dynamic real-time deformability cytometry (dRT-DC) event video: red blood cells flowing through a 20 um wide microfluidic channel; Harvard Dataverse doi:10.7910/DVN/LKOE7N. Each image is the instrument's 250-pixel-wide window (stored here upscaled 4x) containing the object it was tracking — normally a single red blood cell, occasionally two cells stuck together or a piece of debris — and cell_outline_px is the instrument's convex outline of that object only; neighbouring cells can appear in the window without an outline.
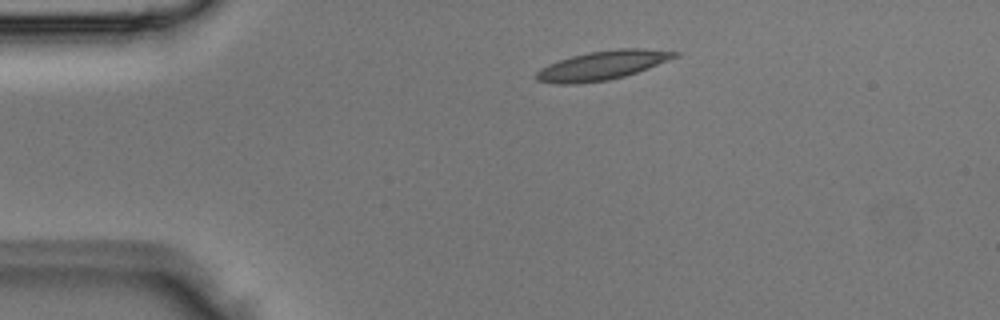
{"species": "Egyptian fruit bat (a non-hibernating species)", "species_latin": "Rousettus aegyptiacus", "temperature_condition": "room temperature", "stored_images_in_passage": 3, "camera_frame_rate_fps": 3000, "um_per_image_px": 0.085, "animal": {"sex": "male"}, "frame": {"image": 1, "passage_image": 1, "time_ms": 0.0, "image_size_px": [1000, 320], "cell_outline_px": [[680, 56], [648, 68], [624, 76], [608, 80], [576, 84], [556, 84], [536, 80], [536, 72], [548, 64], [572, 56], [588, 52], [620, 48], [644, 48], [680, 52]], "centroid_in_image_um": [51.23, 5.55], "position_along_channel_um": 33.8, "area_um2": 23.35}}
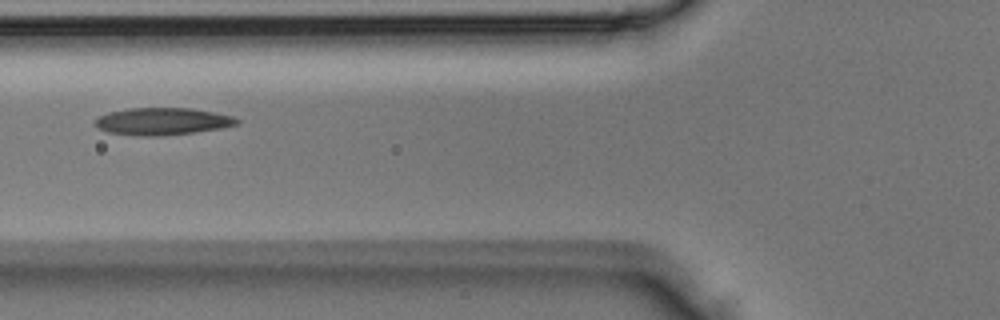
{"frame": {"image": 2, "passage_image": 3, "time_ms": 0.667, "image_size_px": [1000, 320], "cell_outline_px": [[240, 124], [220, 128], [196, 132], [160, 136], [136, 136], [108, 132], [96, 128], [96, 116], [108, 112], [128, 108], [192, 108], [216, 112], [232, 116], [240, 120]], "centroid_in_image_um": [13.8, 10.31], "position_along_channel_um": 112.0, "area_um2": 22.77}}